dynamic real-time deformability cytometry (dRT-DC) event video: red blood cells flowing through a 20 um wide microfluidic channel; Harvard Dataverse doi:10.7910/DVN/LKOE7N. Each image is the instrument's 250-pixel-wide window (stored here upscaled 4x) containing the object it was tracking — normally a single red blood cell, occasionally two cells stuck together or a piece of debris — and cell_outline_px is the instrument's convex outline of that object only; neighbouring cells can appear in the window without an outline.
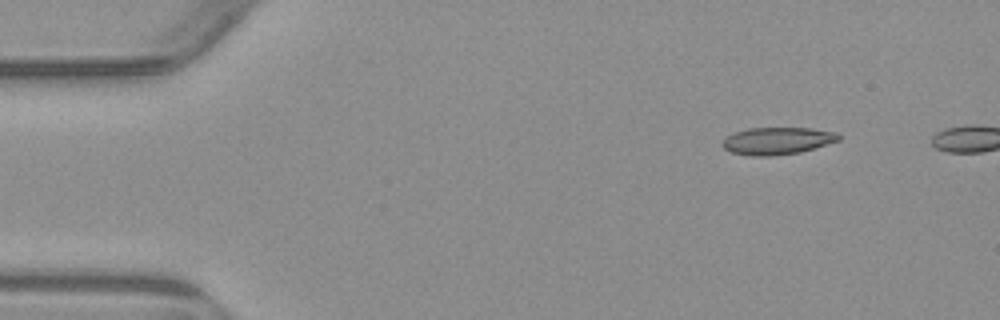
{"species": "common noctule bat (a hibernating species)", "species_latin": "Nyctalus noctula", "temperature_condition": "warm", "stored_images_in_passage": 5, "camera_frame_rate_fps": 3000, "um_per_image_px": 0.085, "animal": {"sex": "male", "body_mass_g": 23.1, "forearm_length_mm": 52.7}, "frame": {"image": 1, "passage_image": 1, "time_ms": 0.0, "image_size_px": [1000, 320], "cell_outline_px": [[840, 140], [800, 152], [772, 156], [752, 156], [732, 152], [724, 148], [720, 144], [728, 136], [736, 132], [748, 128], [812, 128], [836, 132], [840, 136]], "centroid_in_image_um": [66.08, 11.97], "position_along_channel_um": 18.9, "area_um2": 18.32}}
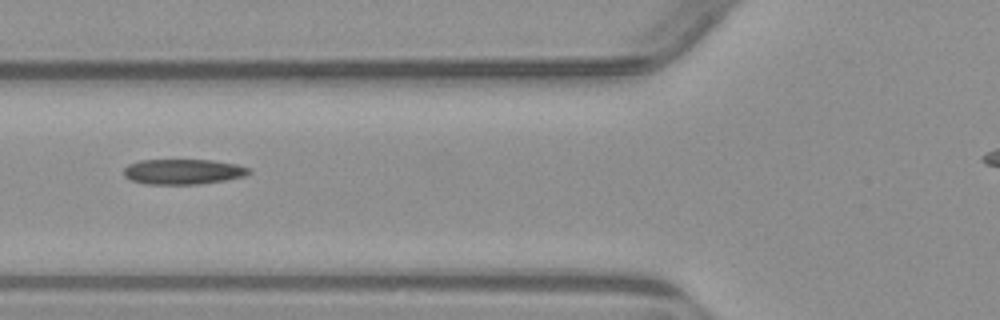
{"frame": {"image": 2, "passage_image": 5, "time_ms": 4.667, "image_size_px": [1000, 320], "cell_outline_px": [[252, 172], [248, 176], [200, 184], [144, 184], [132, 180], [124, 176], [124, 168], [128, 164], [140, 160], [212, 160], [236, 164], [252, 168]], "centroid_in_image_um": [15.61, 14.59], "position_along_channel_um": 110.2, "area_um2": 18.61}}